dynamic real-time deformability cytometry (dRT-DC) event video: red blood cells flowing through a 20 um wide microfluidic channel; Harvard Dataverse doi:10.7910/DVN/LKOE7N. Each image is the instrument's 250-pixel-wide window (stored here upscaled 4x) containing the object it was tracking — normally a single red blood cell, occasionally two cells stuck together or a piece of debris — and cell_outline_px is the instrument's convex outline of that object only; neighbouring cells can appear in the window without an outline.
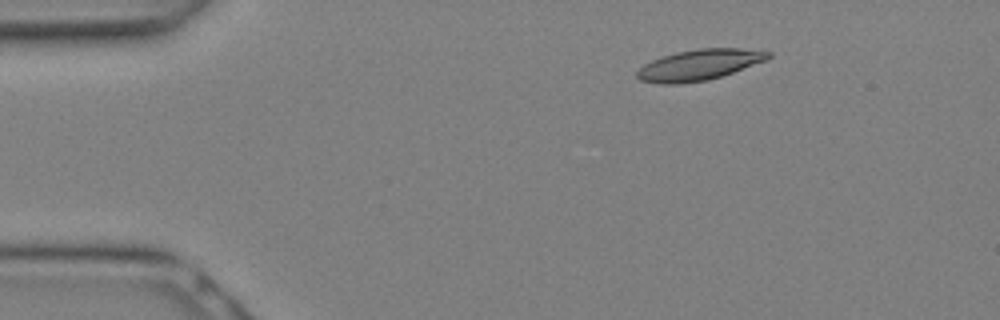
{"species": "Egyptian fruit bat (a non-hibernating species)", "species_latin": "Rousettus aegyptiacus", "temperature_condition": "warm", "stored_images_in_passage": 27, "camera_frame_rate_fps": 3000, "um_per_image_px": 0.085, "animal": {"sex": "female"}, "frame": {"image": 1, "passage_image": 4, "time_ms": 1.0, "image_size_px": [1000, 320], "cell_outline_px": [[772, 56], [764, 60], [732, 72], [708, 80], [680, 84], [660, 84], [640, 80], [636, 76], [636, 72], [644, 64], [660, 56], [676, 52], [700, 48], [740, 48], [772, 52]], "centroid_in_image_um": [59.38, 5.51], "position_along_channel_um": 25.6, "area_um2": 23.41}}
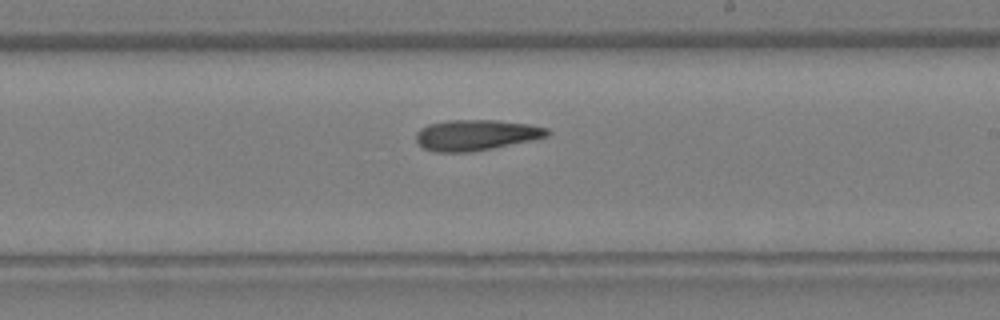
{"frame": {"image": 2, "passage_image": 16, "time_ms": 5.0, "image_size_px": [1000, 320], "cell_outline_px": [[552, 132], [548, 136], [532, 140], [492, 148], [468, 152], [436, 152], [424, 148], [416, 140], [416, 132], [420, 128], [428, 124], [448, 120], [496, 120], [528, 124], [548, 128]], "centroid_in_image_um": [40.46, 11.47], "position_along_channel_um": 248.5, "area_um2": 23.47}}
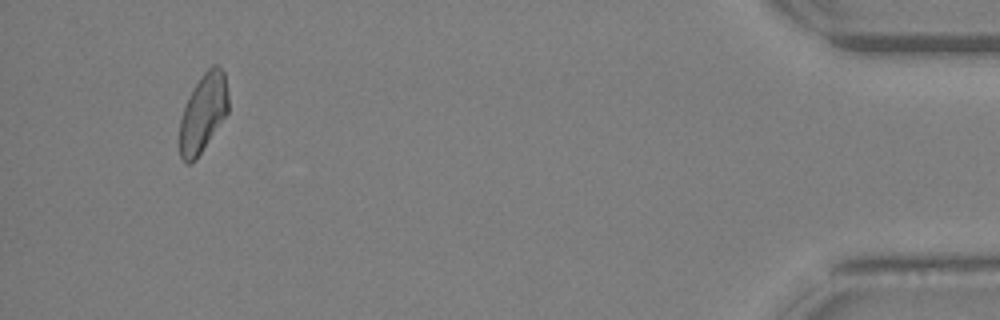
{"frame": {"image": 3, "passage_image": 26, "time_ms": 8.333, "image_size_px": [1000, 320], "cell_outline_px": [[228, 112], [196, 160], [188, 164], [184, 164], [180, 156], [180, 120], [184, 108], [196, 84], [204, 72], [212, 64], [216, 64], [224, 72], [228, 92]], "centroid_in_image_um": [17.27, 9.63], "position_along_channel_um": 417.9, "area_um2": 21.96}}